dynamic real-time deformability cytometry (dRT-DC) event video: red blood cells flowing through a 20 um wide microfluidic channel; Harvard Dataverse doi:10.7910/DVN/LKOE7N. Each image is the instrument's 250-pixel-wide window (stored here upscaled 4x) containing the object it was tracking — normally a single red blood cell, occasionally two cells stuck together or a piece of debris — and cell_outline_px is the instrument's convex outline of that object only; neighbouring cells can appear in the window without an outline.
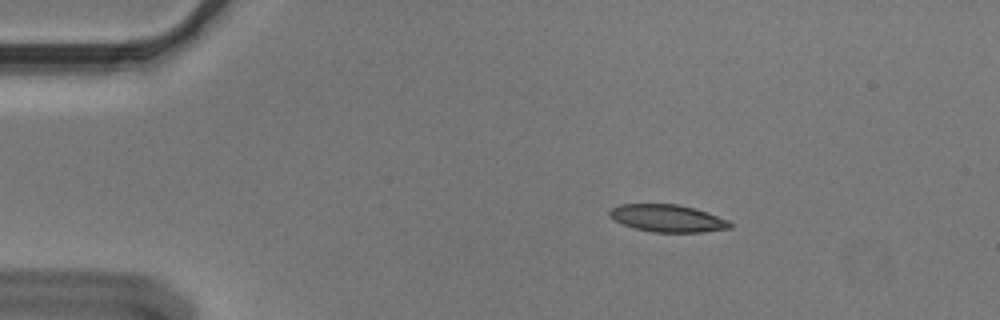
{"species": "Egyptian fruit bat (a non-hibernating species)", "species_latin": "Rousettus aegyptiacus", "temperature_condition": "cold", "stored_images_in_passage": 48, "camera_frame_rate_fps": 3000, "um_per_image_px": 0.085, "animal": {"sex": "male"}, "frame": {"image": 1, "passage_image": 2, "time_ms": 0.333, "image_size_px": [1000, 320], "cell_outline_px": [[732, 228], [704, 232], [652, 232], [636, 228], [624, 224], [616, 220], [608, 212], [612, 208], [620, 204], [676, 204], [696, 208], [708, 212], [728, 220], [732, 224]], "centroid_in_image_um": [56.8, 18.55], "position_along_channel_um": 28.2, "area_um2": 19.07}}
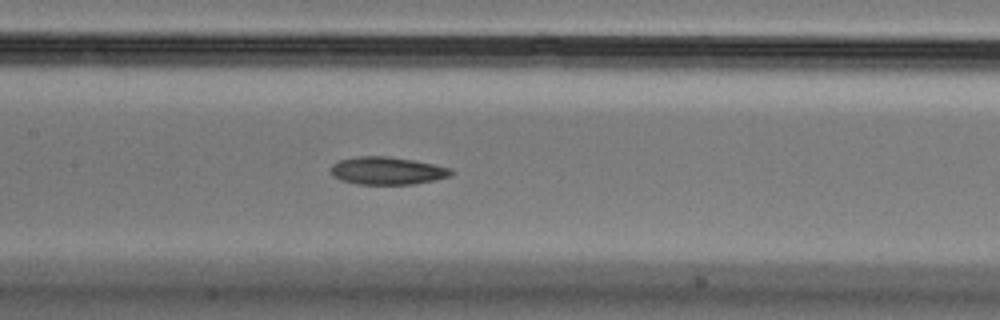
{"frame": {"image": 2, "passage_image": 19, "time_ms": 6.0, "image_size_px": [1000, 320], "cell_outline_px": [[452, 172], [448, 176], [436, 180], [412, 184], [356, 184], [340, 180], [332, 176], [332, 164], [340, 160], [356, 156], [388, 156], [412, 160], [452, 168]], "centroid_in_image_um": [32.88, 14.51], "position_along_channel_um": 174.5, "area_um2": 19.31}}
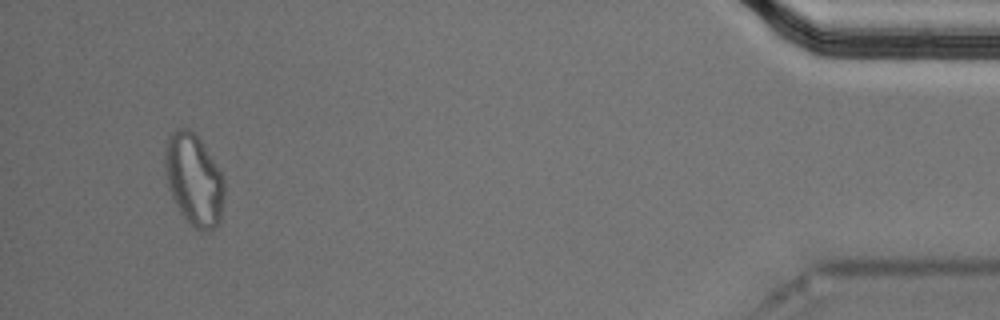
{"frame": {"image": 3, "passage_image": 45, "time_ms": 14.667, "image_size_px": [1000, 320], "cell_outline_px": [[224, 196], [220, 220], [216, 228], [200, 232], [180, 212], [168, 188], [164, 168], [164, 148], [168, 136], [176, 128], [188, 128], [200, 140], [220, 172], [224, 180]], "centroid_in_image_um": [16.46, 15.27], "position_along_channel_um": 418.7, "area_um2": 31.56}}